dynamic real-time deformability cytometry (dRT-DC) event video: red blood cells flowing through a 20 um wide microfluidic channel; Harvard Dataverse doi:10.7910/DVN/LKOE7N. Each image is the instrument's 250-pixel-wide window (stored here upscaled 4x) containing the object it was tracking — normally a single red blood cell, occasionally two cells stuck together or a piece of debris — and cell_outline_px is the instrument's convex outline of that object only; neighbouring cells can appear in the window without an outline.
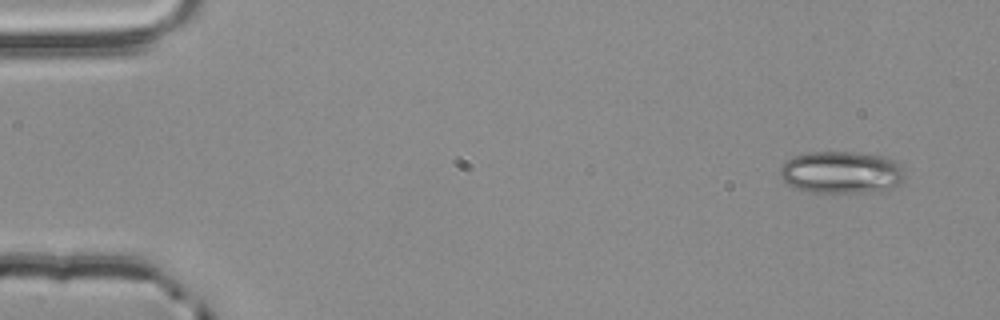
{"species": "common noctule bat (a hibernating species)", "species_latin": "Nyctalus noctula", "temperature_condition": "room temperature", "stored_images_in_passage": 5, "camera_frame_rate_fps": 3000, "um_per_image_px": 0.085, "animal": {"sex": "male", "body_mass_g": 20.4}, "frame": {"image": 1, "passage_image": 1, "time_ms": 0.0, "image_size_px": [1000, 320], "cell_outline_px": [[904, 180], [900, 184], [888, 188], [860, 192], [812, 192], [796, 188], [788, 184], [780, 176], [780, 168], [792, 156], [808, 152], [856, 152], [888, 156], [896, 160], [904, 176]], "centroid_in_image_um": [71.51, 14.62], "position_along_channel_um": 13.5, "area_um2": 30.52}}